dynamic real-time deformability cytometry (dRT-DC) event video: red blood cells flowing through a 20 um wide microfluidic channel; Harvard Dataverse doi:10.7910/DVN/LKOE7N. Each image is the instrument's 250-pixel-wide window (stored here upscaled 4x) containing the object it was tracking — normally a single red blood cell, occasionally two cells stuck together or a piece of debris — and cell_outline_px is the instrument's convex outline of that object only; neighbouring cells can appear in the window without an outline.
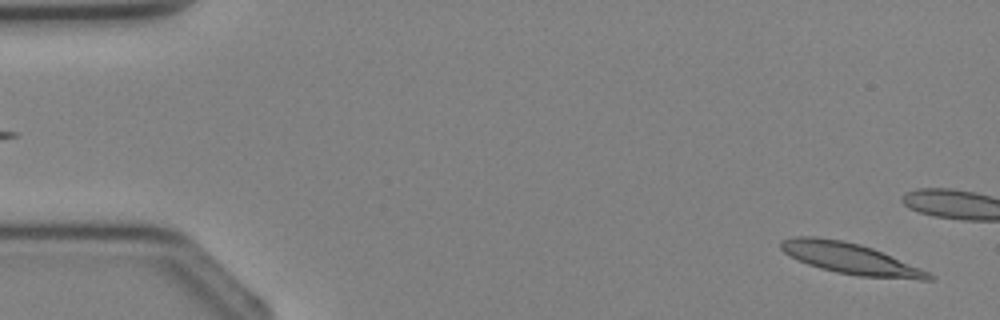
{"species": "Egyptian fruit bat (a non-hibernating species)", "species_latin": "Rousettus aegyptiacus", "temperature_condition": "cold", "stored_images_in_passage": 3, "camera_frame_rate_fps": 3000, "um_per_image_px": 0.085, "animal": {"sex": "female"}, "frame": {"image": 1, "passage_image": 3, "time_ms": 2.333, "image_size_px": [1000, 320], "cell_outline_px": [[936, 280], [920, 280], [860, 276], [836, 272], [820, 268], [808, 264], [784, 252], [780, 248], [780, 240], [796, 236], [816, 236], [840, 240], [860, 244], [872, 248], [920, 268], [936, 276]], "centroid_in_image_um": [72.3, 21.98], "position_along_channel_um": 12.7, "area_um2": 26.53}}